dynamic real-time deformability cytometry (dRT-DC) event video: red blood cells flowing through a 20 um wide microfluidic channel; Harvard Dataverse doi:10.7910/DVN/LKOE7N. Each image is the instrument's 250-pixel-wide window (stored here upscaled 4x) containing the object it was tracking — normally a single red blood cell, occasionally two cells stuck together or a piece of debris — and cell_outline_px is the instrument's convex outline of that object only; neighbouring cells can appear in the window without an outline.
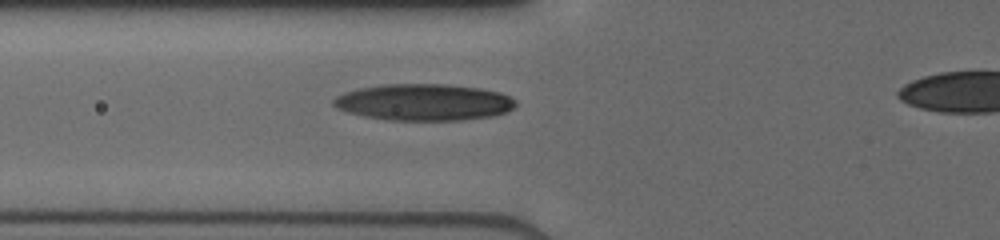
{"species": "human", "species_latin": "Homo sapiens", "temperature_condition": "cold", "stored_images_in_passage": 5, "camera_frame_rate_fps": 3000, "um_per_image_px": 0.085, "donor": {"sex": "male"}, "frame": {"image": 1, "passage_image": 2, "time_ms": 0.667, "image_size_px": [1000, 240], "cell_outline_px": [[516, 104], [512, 108], [504, 112], [492, 116], [460, 120], [388, 120], [364, 116], [348, 112], [332, 104], [332, 100], [336, 96], [360, 88], [388, 84], [444, 84], [480, 88], [500, 92], [516, 100]], "centroid_in_image_um": [36.04, 8.69], "position_along_channel_um": 89.8, "area_um2": 38.49}}
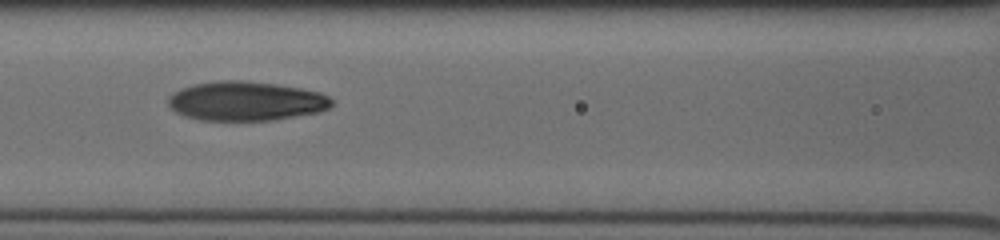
{"frame": {"image": 2, "passage_image": 4, "time_ms": 2.0, "image_size_px": [1000, 240], "cell_outline_px": [[332, 104], [328, 108], [320, 112], [272, 120], [200, 120], [184, 116], [176, 112], [168, 104], [168, 96], [172, 92], [180, 88], [192, 84], [216, 80], [244, 80], [276, 84], [300, 88], [320, 92], [328, 96], [332, 100]], "centroid_in_image_um": [20.87, 8.58], "position_along_channel_um": 145.7, "area_um2": 37.63}}